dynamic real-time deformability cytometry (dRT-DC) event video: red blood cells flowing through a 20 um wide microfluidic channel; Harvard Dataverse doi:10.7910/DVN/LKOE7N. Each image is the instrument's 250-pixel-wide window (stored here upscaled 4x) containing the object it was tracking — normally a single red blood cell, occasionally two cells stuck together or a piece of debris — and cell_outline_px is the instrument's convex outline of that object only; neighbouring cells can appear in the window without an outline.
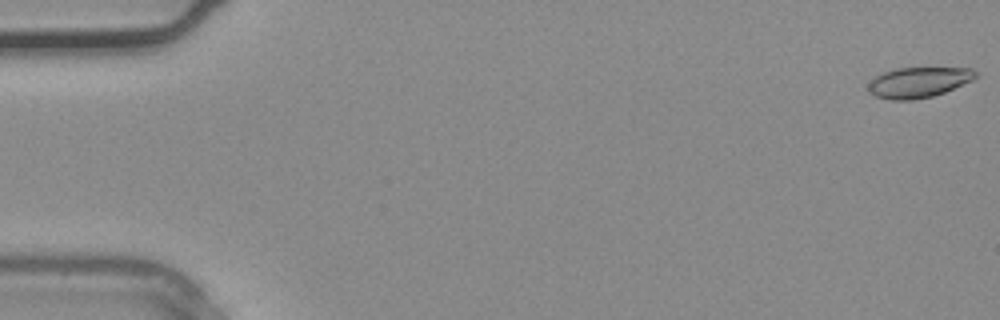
{"species": "common noctule bat (a hibernating species)", "species_latin": "Nyctalus noctula", "temperature_condition": "warm", "stored_images_in_passage": 38, "camera_frame_rate_fps": 3000, "um_per_image_px": 0.085, "animal": {"sex": "male", "body_mass_g": 20.4}, "frame": {"image": 1, "passage_image": 1, "time_ms": 0.0, "image_size_px": [1000, 320], "cell_outline_px": [[976, 76], [972, 80], [944, 92], [932, 96], [912, 100], [892, 100], [876, 96], [868, 92], [868, 84], [876, 76], [884, 72], [896, 68], [972, 68], [976, 72]], "centroid_in_image_um": [78.05, 7.0], "position_along_channel_um": 6.9, "area_um2": 18.84}}
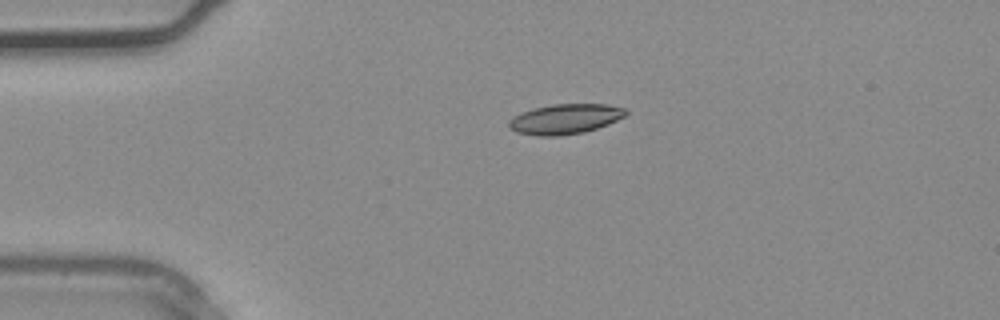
{"frame": {"image": 2, "passage_image": 9, "time_ms": 2.667, "image_size_px": [1000, 320], "cell_outline_px": [[628, 112], [624, 116], [608, 124], [584, 132], [560, 136], [536, 136], [516, 132], [508, 128], [508, 120], [512, 116], [520, 112], [532, 108], [552, 104], [604, 104], [624, 108]], "centroid_in_image_um": [47.96, 10.12], "position_along_channel_um": 37.0, "area_um2": 20.63}}
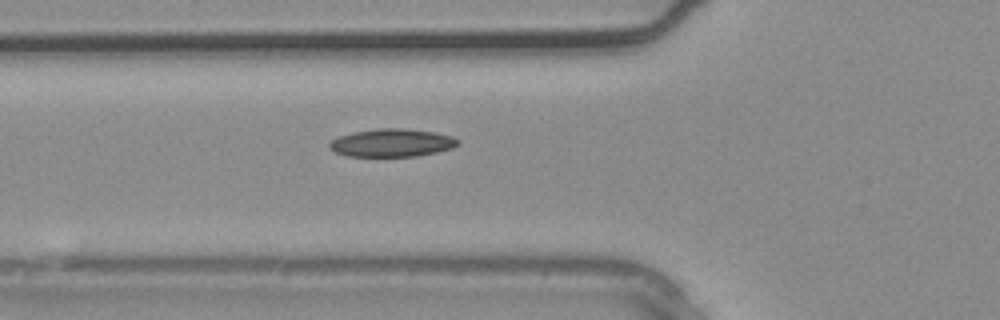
{"frame": {"image": 3, "passage_image": 14, "time_ms": 4.333, "image_size_px": [1000, 320], "cell_outline_px": [[460, 144], [452, 148], [436, 152], [416, 156], [348, 156], [336, 152], [328, 148], [328, 144], [332, 140], [340, 136], [352, 132], [376, 128], [408, 128], [432, 132], [452, 136], [460, 140]], "centroid_in_image_um": [33.32, 12.13], "position_along_channel_um": 92.5, "area_um2": 20.98}}